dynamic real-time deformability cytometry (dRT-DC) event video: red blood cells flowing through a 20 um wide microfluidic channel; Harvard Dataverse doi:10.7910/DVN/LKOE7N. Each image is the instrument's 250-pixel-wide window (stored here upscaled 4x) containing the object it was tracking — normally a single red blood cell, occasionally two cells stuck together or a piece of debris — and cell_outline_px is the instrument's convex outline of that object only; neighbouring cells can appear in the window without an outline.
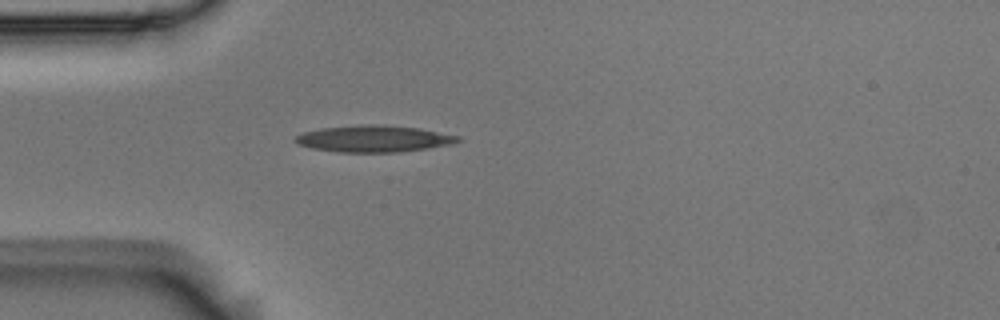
{"species": "Egyptian fruit bat (a non-hibernating species)", "species_latin": "Rousettus aegyptiacus", "temperature_condition": "room temperature", "stored_images_in_passage": 1, "camera_frame_rate_fps": 3000, "um_per_image_px": 0.085, "animal": {"sex": "male"}, "frame": {"image": 1, "passage_image": 1, "time_ms": 0.0, "image_size_px": [1000, 320], "cell_outline_px": [[464, 140], [456, 144], [400, 152], [340, 152], [312, 148], [296, 144], [292, 140], [296, 136], [304, 132], [324, 128], [360, 124], [384, 124], [420, 128], [460, 136]], "centroid_in_image_um": [31.84, 11.79], "position_along_channel_um": 53.2, "area_um2": 25.61}}